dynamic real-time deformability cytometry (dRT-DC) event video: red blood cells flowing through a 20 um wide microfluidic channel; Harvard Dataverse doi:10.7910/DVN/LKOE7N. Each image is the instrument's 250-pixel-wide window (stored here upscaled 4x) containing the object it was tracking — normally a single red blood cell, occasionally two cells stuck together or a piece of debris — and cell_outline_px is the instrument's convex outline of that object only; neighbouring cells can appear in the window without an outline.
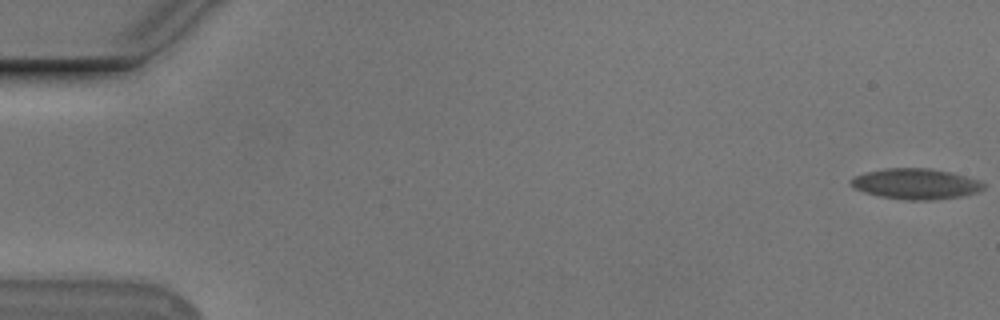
{"species": "Egyptian fruit bat (a non-hibernating species)", "species_latin": "Rousettus aegyptiacus", "temperature_condition": "cold", "stored_images_in_passage": 56, "camera_frame_rate_fps": 3000, "um_per_image_px": 0.085, "animal": {"sex": "male"}, "frame": {"image": 1, "passage_image": 1, "time_ms": 0.0, "image_size_px": [1000, 320], "cell_outline_px": [[984, 188], [976, 192], [960, 196], [928, 200], [908, 200], [880, 196], [856, 188], [848, 180], [856, 176], [868, 172], [884, 168], [928, 168], [948, 172], [964, 176], [976, 180], [984, 184]], "centroid_in_image_um": [77.83, 15.62], "position_along_channel_um": 7.2, "area_um2": 23.0}}
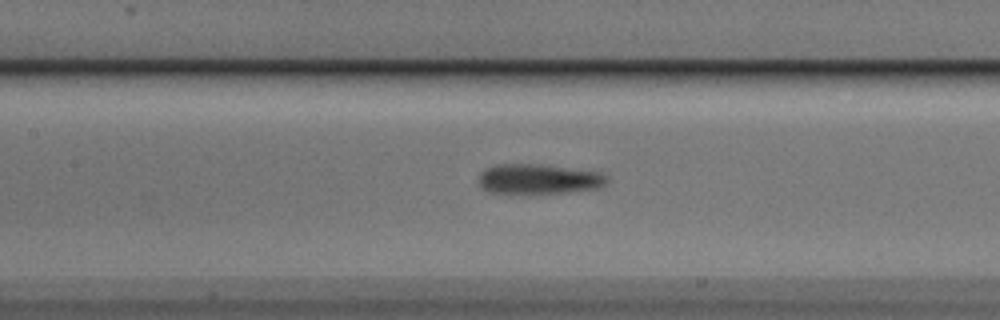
{"frame": {"image": 2, "passage_image": 26, "time_ms": 8.333, "image_size_px": [1000, 320], "cell_outline_px": [[608, 180], [604, 184], [596, 188], [568, 192], [528, 196], [508, 196], [488, 192], [480, 188], [480, 172], [484, 168], [496, 164], [540, 164], [600, 172], [608, 176]], "centroid_in_image_um": [45.69, 15.27], "position_along_channel_um": 161.7, "area_um2": 23.52}}
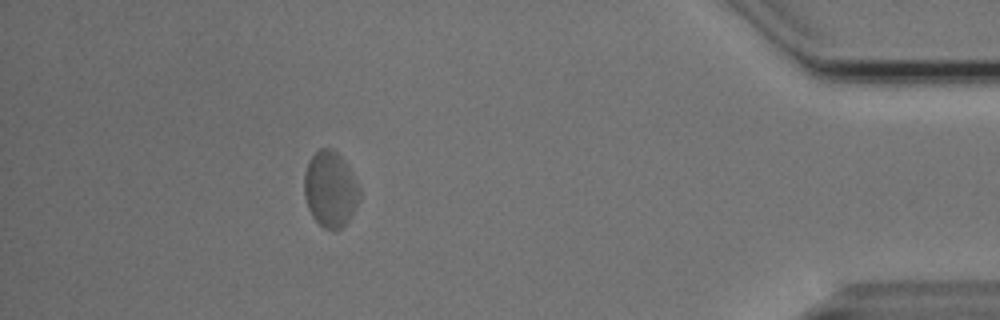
{"frame": {"image": 3, "passage_image": 50, "time_ms": 16.333, "image_size_px": [1000, 320], "cell_outline_px": [[360, 196], [348, 220], [340, 228], [332, 232], [324, 228], [312, 216], [308, 208], [304, 196], [304, 172], [308, 160], [320, 148], [332, 148], [344, 160], [360, 188]], "centroid_in_image_um": [28.05, 16.08], "position_along_channel_um": 407.2, "area_um2": 24.33}, "authors_computed_cell_mechanics": {"area_um2": 22.6576, "velocity_mm_per_s": 3.7091, "shape_relaxation_time_tau1_ms": 1.6894, "shape_relaxation_time_tau2_ms": 1.5995, "deformation_change_tau1": 0.1085, "deformation_change_tau2": 0.077}}